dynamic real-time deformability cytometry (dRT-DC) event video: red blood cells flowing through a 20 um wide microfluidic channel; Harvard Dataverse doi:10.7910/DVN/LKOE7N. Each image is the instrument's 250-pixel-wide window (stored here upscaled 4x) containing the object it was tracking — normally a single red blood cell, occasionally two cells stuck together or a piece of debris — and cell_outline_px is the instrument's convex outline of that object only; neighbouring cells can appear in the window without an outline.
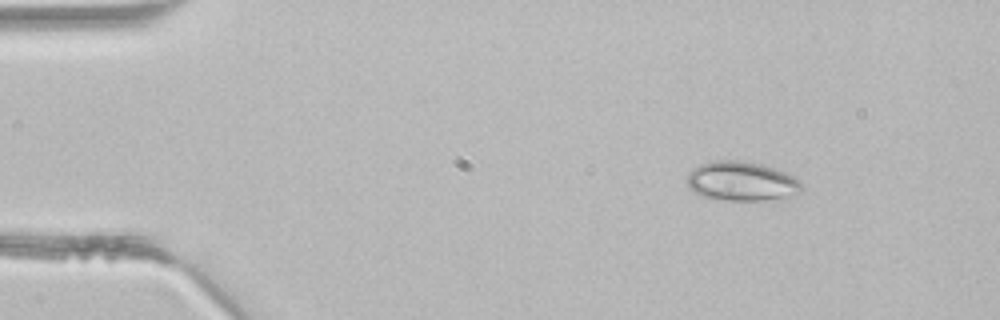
{"species": "common noctule bat (a hibernating species)", "species_latin": "Nyctalus noctula", "temperature_condition": "room temperature", "stored_images_in_passage": 3, "camera_frame_rate_fps": 3000, "um_per_image_px": 0.085, "animal": {"sex": "male", "body_mass_g": 21.5, "forearm_length_mm": 52.0}, "frame": {"image": 1, "passage_image": 1, "time_ms": 0.0, "image_size_px": [1000, 320], "cell_outline_px": [[804, 188], [800, 192], [784, 196], [764, 200], [724, 200], [704, 196], [692, 192], [688, 188], [688, 172], [700, 164], [712, 160], [740, 160], [760, 164], [784, 172], [800, 180], [804, 184]], "centroid_in_image_um": [63.0, 15.39], "position_along_channel_um": 22.0, "area_um2": 26.13}}